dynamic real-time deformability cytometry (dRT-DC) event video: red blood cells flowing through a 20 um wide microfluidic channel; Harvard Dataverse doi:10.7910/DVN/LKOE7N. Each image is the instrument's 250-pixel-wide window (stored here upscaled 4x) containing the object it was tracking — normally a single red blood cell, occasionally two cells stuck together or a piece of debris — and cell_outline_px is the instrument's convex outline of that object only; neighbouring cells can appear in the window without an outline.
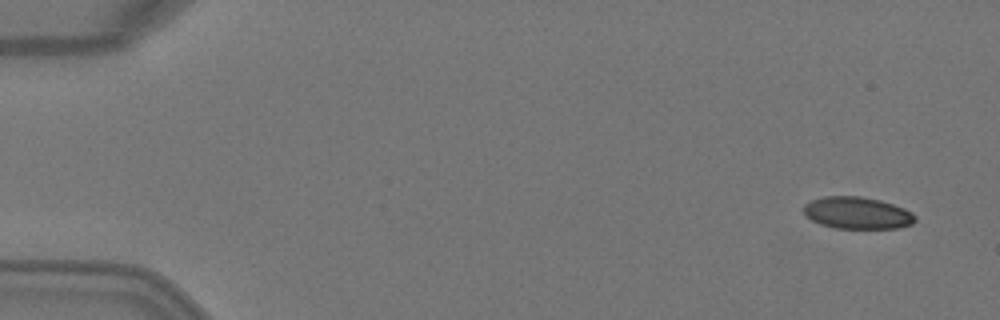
{"species": "Egyptian fruit bat (a non-hibernating species)", "species_latin": "Rousettus aegyptiacus", "temperature_condition": "warm", "stored_images_in_passage": 5, "camera_frame_rate_fps": 3000, "um_per_image_px": 0.085, "animal": {"sex": "female"}, "frame": {"image": 1, "passage_image": 1, "time_ms": 0.0, "image_size_px": [1000, 320], "cell_outline_px": [[916, 220], [912, 224], [896, 228], [836, 228], [820, 224], [804, 216], [804, 204], [812, 200], [824, 196], [860, 196], [880, 200], [904, 208], [912, 212], [916, 216]], "centroid_in_image_um": [72.86, 18.1], "position_along_channel_um": 12.1, "area_um2": 20.81}}
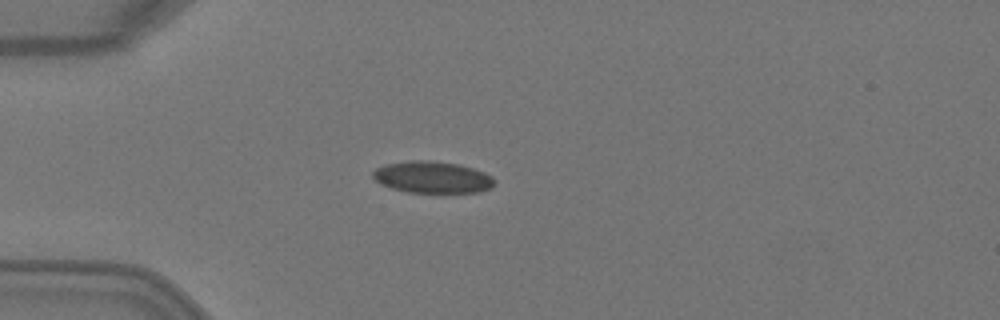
{"frame": {"image": 2, "passage_image": 4, "time_ms": 1.0, "image_size_px": [1000, 320], "cell_outline_px": [[496, 180], [492, 188], [476, 192], [408, 192], [392, 188], [376, 180], [372, 176], [372, 172], [376, 168], [384, 164], [412, 160], [428, 160], [460, 164], [484, 172], [492, 176]], "centroid_in_image_um": [36.77, 15.05], "position_along_channel_um": 48.2, "area_um2": 22.43}}